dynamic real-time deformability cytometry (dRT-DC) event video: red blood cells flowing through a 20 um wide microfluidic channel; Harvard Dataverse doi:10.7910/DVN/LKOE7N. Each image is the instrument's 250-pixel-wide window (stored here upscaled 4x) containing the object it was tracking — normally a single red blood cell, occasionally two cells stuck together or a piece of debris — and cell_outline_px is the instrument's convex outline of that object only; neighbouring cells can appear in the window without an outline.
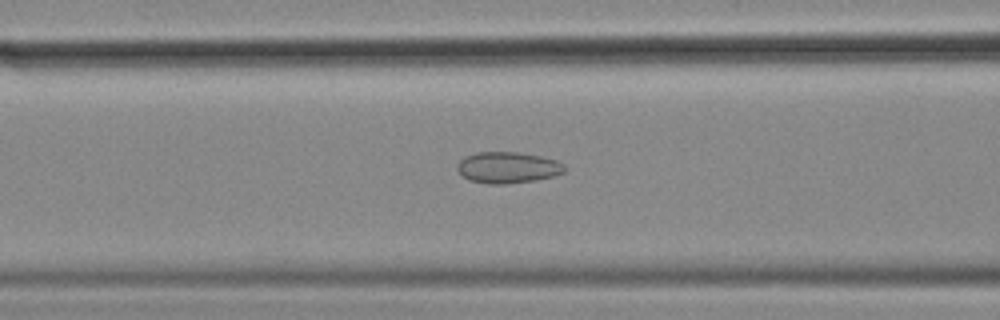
{"species": "common noctule bat (a hibernating species)", "species_latin": "Nyctalus noctula", "temperature_condition": "cold", "stored_images_in_passage": 57, "camera_frame_rate_fps": 3000, "um_per_image_px": 0.085, "animal": {"sex": "female", "body_mass_g": 18.4}, "frame": {"image": 1, "passage_image": 23, "time_ms": 7.333, "image_size_px": [1000, 320], "cell_outline_px": [[564, 172], [552, 176], [536, 180], [504, 184], [488, 184], [468, 180], [456, 168], [456, 164], [464, 156], [476, 152], [520, 152], [540, 156], [556, 160], [564, 164]], "centroid_in_image_um": [43.12, 14.23], "position_along_channel_um": 123.5, "area_um2": 19.59}}
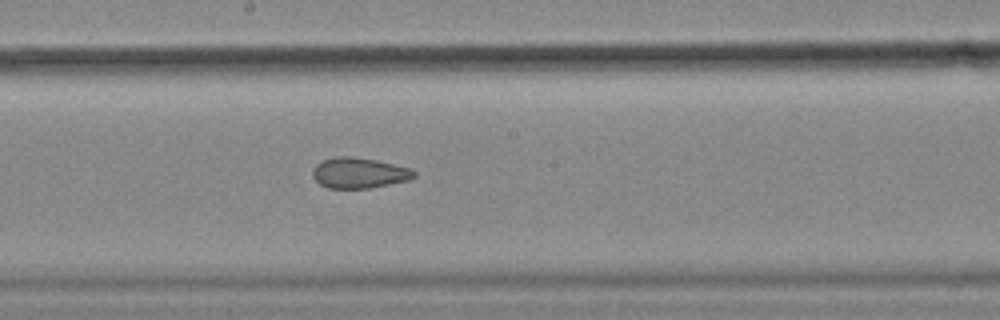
{"frame": {"image": 2, "passage_image": 31, "time_ms": 10.0, "image_size_px": [1000, 320], "cell_outline_px": [[416, 176], [408, 180], [368, 188], [328, 188], [320, 184], [312, 176], [312, 168], [316, 164], [324, 160], [336, 156], [352, 156], [376, 160], [412, 168], [416, 172]], "centroid_in_image_um": [30.52, 14.69], "position_along_channel_um": 217.7, "area_um2": 18.09}}
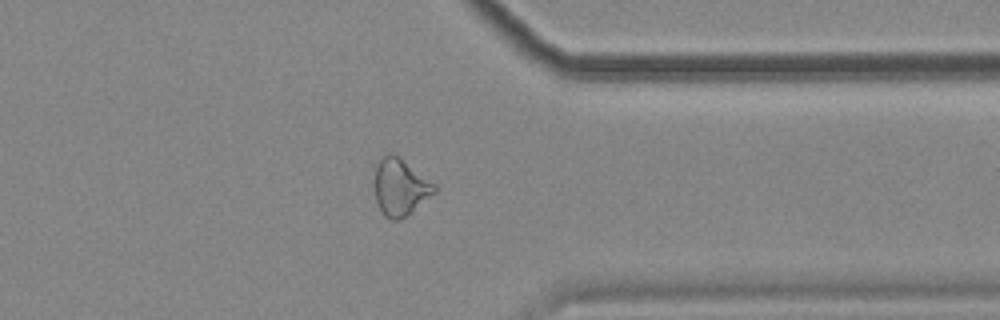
{"frame": {"image": 3, "passage_image": 45, "time_ms": 14.667, "image_size_px": [1000, 320], "cell_outline_px": [[436, 192], [400, 220], [392, 220], [384, 216], [376, 200], [372, 180], [372, 164], [384, 156], [392, 152], [400, 156], [436, 184]], "centroid_in_image_um": [33.95, 15.84], "position_along_channel_um": 377.4, "area_um2": 20.52}, "authors_computed_cell_mechanics": {"area_um2": 21.2126, "velocity_mm_per_s": 3.5436, "shape_relaxation_time_tau1_ms": null, "shape_relaxation_time_tau2_ms": 2.8012, "deformation_change_tau1": null, "deformation_change_tau2": 0.0857}}